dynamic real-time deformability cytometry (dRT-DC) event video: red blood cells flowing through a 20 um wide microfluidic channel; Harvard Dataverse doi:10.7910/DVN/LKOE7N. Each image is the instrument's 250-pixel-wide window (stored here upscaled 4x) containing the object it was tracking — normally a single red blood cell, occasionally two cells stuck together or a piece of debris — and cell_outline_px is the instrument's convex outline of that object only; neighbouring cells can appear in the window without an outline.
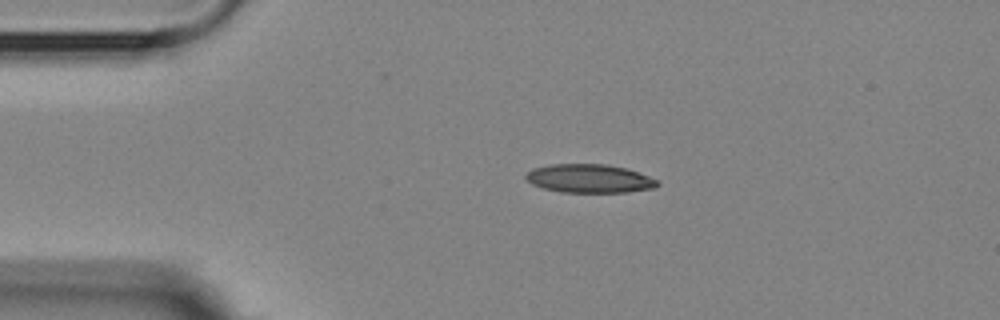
{"species": "Egyptian fruit bat (a non-hibernating species)", "species_latin": "Rousettus aegyptiacus", "temperature_condition": "room temperature", "stored_images_in_passage": 3, "camera_frame_rate_fps": 3000, "um_per_image_px": 0.085, "animal": {"sex": "female"}, "frame": {"image": 1, "passage_image": 1, "time_ms": 0.0, "image_size_px": [1000, 320], "cell_outline_px": [[660, 184], [656, 188], [628, 192], [560, 192], [544, 188], [532, 184], [524, 176], [532, 168], [548, 164], [608, 164], [628, 168], [648, 176], [656, 180]], "centroid_in_image_um": [50.11, 15.17], "position_along_channel_um": 34.9, "area_um2": 22.02}}
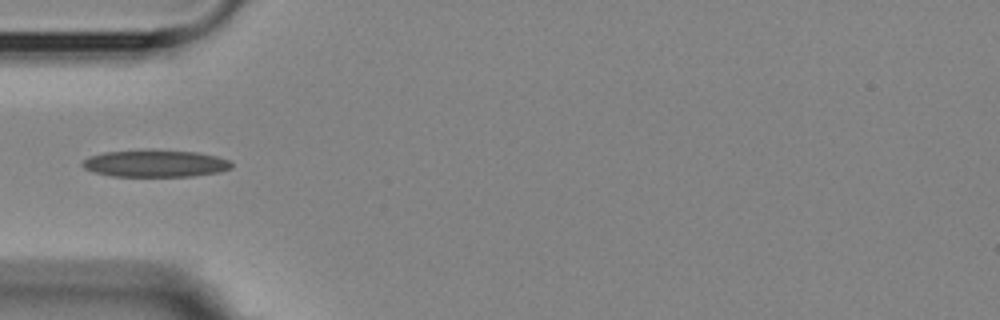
{"frame": {"image": 2, "passage_image": 3, "time_ms": 2.0, "image_size_px": [1000, 320], "cell_outline_px": [[232, 168], [220, 172], [192, 176], [112, 176], [92, 172], [84, 168], [80, 164], [88, 156], [104, 152], [144, 148], [152, 148], [200, 152], [232, 160]], "centroid_in_image_um": [13.2, 13.86], "position_along_channel_um": 71.8, "area_um2": 24.39}}